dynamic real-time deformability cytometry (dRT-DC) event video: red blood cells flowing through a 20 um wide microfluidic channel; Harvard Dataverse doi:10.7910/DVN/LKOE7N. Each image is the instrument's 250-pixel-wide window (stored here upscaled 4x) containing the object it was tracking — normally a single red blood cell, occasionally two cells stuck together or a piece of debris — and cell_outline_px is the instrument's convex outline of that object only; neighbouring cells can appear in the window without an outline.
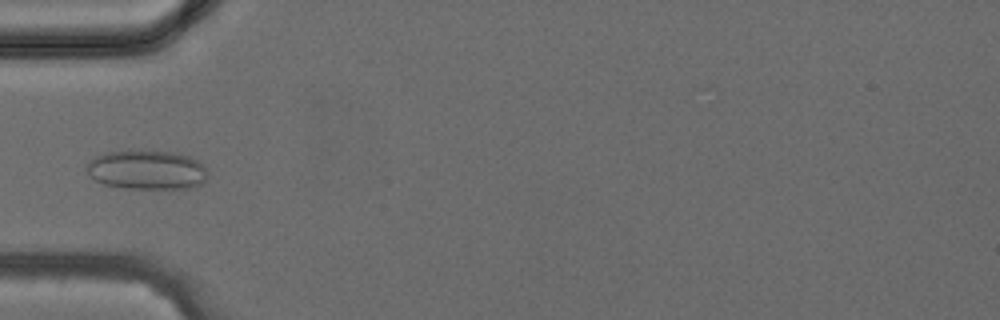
{"species": "common noctule bat (a hibernating species)", "species_latin": "Nyctalus noctula", "temperature_condition": "cold", "stored_images_in_passage": 27, "camera_frame_rate_fps": 3000, "um_per_image_px": 0.085, "animal": {"sex": "female", "body_mass_g": 24.6, "forearm_length_mm": 56.2}, "frame": {"image": 1, "passage_image": 7, "time_ms": 2.0, "image_size_px": [1000, 320], "cell_outline_px": [[208, 176], [200, 184], [192, 188], [124, 188], [104, 184], [88, 176], [84, 168], [96, 156], [108, 152], [172, 152], [188, 156], [196, 160], [208, 172]], "centroid_in_image_um": [12.46, 14.47], "position_along_channel_um": 72.5, "area_um2": 27.17}}
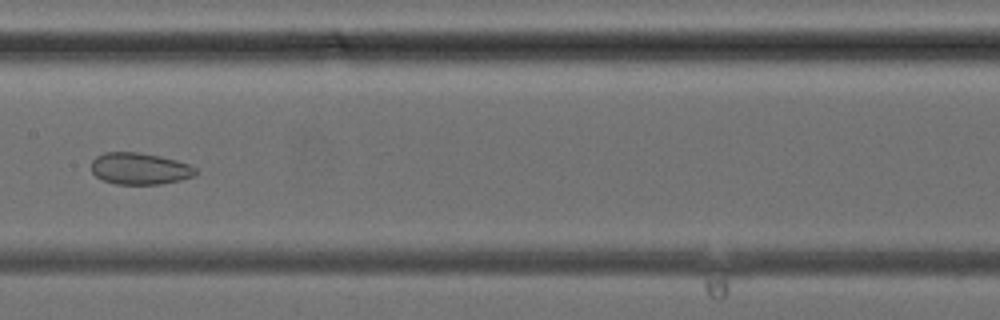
{"frame": {"image": 2, "passage_image": 14, "time_ms": 4.333, "image_size_px": [1000, 320], "cell_outline_px": [[196, 176], [180, 180], [160, 184], [116, 184], [104, 180], [96, 176], [92, 172], [92, 160], [96, 156], [104, 152], [136, 152], [160, 156], [176, 160], [188, 164], [196, 168]], "centroid_in_image_um": [11.88, 14.33], "position_along_channel_um": 195.5, "area_um2": 19.25}}
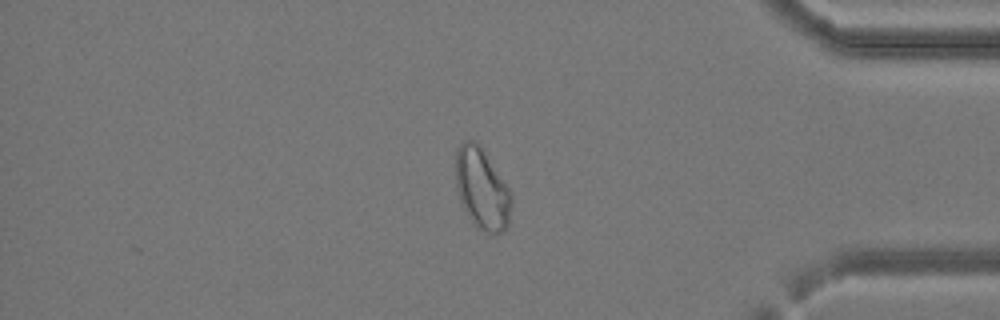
{"frame": {"image": 3, "passage_image": 27, "time_ms": 8.667, "image_size_px": [1000, 320], "cell_outline_px": [[512, 200], [508, 228], [504, 232], [488, 232], [476, 228], [464, 208], [460, 200], [456, 188], [456, 152], [460, 144], [464, 140], [476, 140], [480, 144], [512, 192]], "centroid_in_image_um": [40.98, 16.03], "position_along_channel_um": 394.2, "area_um2": 26.53}}